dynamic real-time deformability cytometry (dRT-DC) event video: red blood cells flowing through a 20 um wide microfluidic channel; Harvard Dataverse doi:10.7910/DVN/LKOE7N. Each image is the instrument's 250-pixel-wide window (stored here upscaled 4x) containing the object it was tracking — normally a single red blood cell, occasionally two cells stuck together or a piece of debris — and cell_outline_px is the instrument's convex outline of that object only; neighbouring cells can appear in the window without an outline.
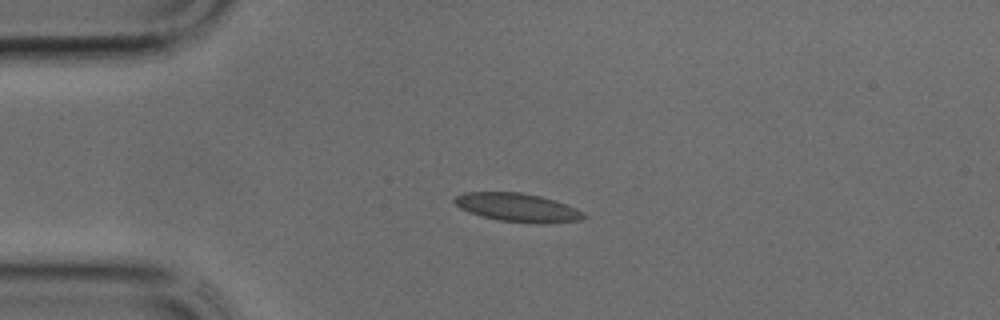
{"species": "common noctule bat (a hibernating species)", "species_latin": "Nyctalus noctula", "temperature_condition": "cold", "stored_images_in_passage": 32, "camera_frame_rate_fps": 3000, "um_per_image_px": 0.085, "animal": {"sex": "male", "body_mass_g": 17.9, "forearm_length_mm": 54.2}, "frame": {"image": 1, "passage_image": 8, "time_ms": 2.333, "image_size_px": [1000, 320], "cell_outline_px": [[588, 216], [580, 220], [500, 220], [468, 212], [460, 208], [452, 200], [456, 196], [464, 192], [520, 192], [540, 196], [556, 200], [576, 208], [584, 212]], "centroid_in_image_um": [43.91, 17.56], "position_along_channel_um": 41.1, "area_um2": 20.29}}
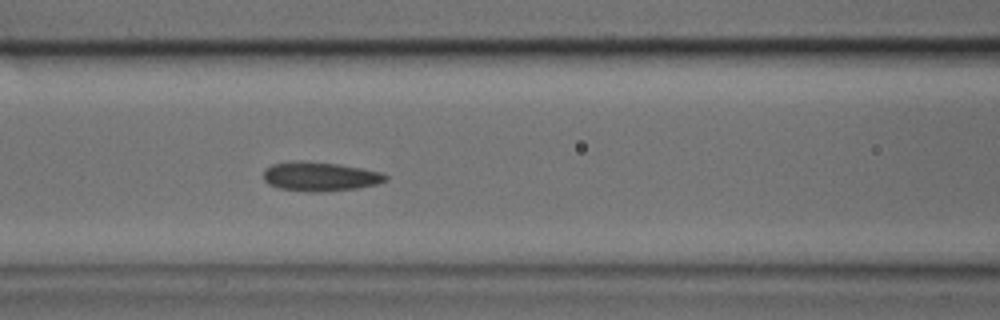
{"frame": {"image": 2, "passage_image": 15, "time_ms": 4.667, "image_size_px": [1000, 320], "cell_outline_px": [[388, 180], [376, 184], [356, 188], [320, 192], [308, 192], [280, 188], [268, 184], [264, 180], [264, 168], [272, 164], [296, 160], [300, 160], [340, 164], [380, 172], [388, 176]], "centroid_in_image_um": [27.17, 14.99], "position_along_channel_um": 139.4, "area_um2": 20.81}}
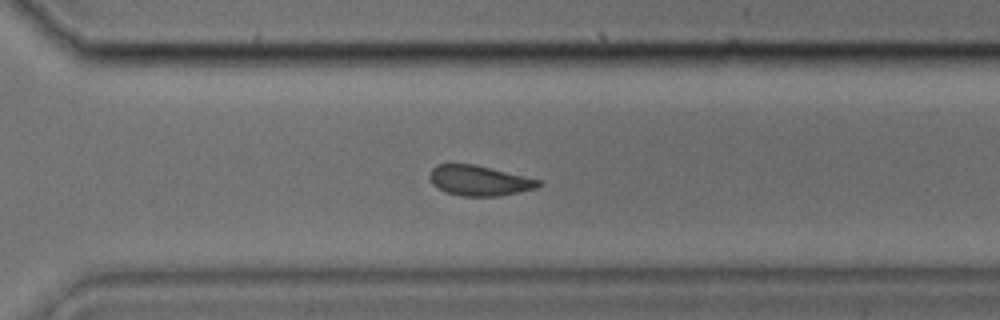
{"frame": {"image": 3, "passage_image": 26, "time_ms": 8.333, "image_size_px": [1000, 320], "cell_outline_px": [[540, 184], [536, 188], [520, 192], [496, 196], [460, 196], [444, 192], [436, 188], [432, 184], [428, 176], [432, 168], [436, 164], [476, 164], [540, 180]], "centroid_in_image_um": [40.67, 15.35], "position_along_channel_um": 329.9, "area_um2": 19.25}}